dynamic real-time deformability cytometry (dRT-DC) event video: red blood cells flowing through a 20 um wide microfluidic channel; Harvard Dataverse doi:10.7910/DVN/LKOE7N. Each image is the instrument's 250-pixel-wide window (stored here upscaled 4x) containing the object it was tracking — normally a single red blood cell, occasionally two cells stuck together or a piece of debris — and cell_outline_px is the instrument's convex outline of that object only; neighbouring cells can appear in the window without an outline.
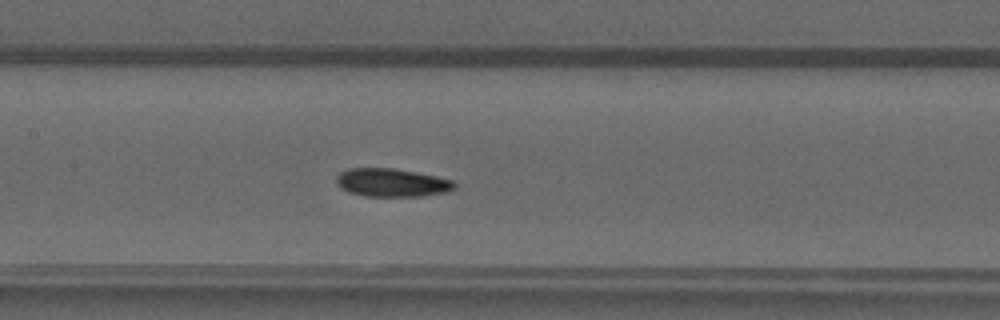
{"species": "common noctule bat (a hibernating species)", "species_latin": "Nyctalus noctula", "temperature_condition": "warm", "stored_images_in_passage": 29, "camera_frame_rate_fps": 3000, "um_per_image_px": 0.085, "animal": {"sex": "male", "forearm_length_mm": 52.5}, "frame": {"image": 1, "passage_image": 11, "time_ms": 3.333, "image_size_px": [1000, 320], "cell_outline_px": [[456, 188], [448, 192], [420, 196], [364, 196], [348, 192], [340, 188], [336, 184], [336, 176], [340, 172], [348, 168], [392, 168], [436, 176], [452, 180], [456, 184]], "centroid_in_image_um": [33.28, 15.53], "position_along_channel_um": 174.1, "area_um2": 19.54}}
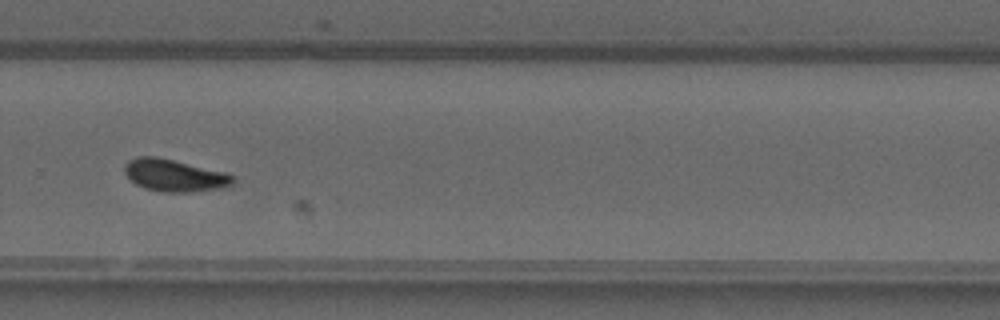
{"frame": {"image": 2, "passage_image": 21, "time_ms": 6.667, "image_size_px": [1000, 320], "cell_outline_px": [[232, 184], [216, 188], [192, 192], [164, 192], [144, 188], [136, 184], [124, 172], [124, 164], [128, 160], [140, 156], [156, 156], [224, 172], [232, 176]], "centroid_in_image_um": [14.75, 14.9], "position_along_channel_um": 315.1, "area_um2": 19.88}}
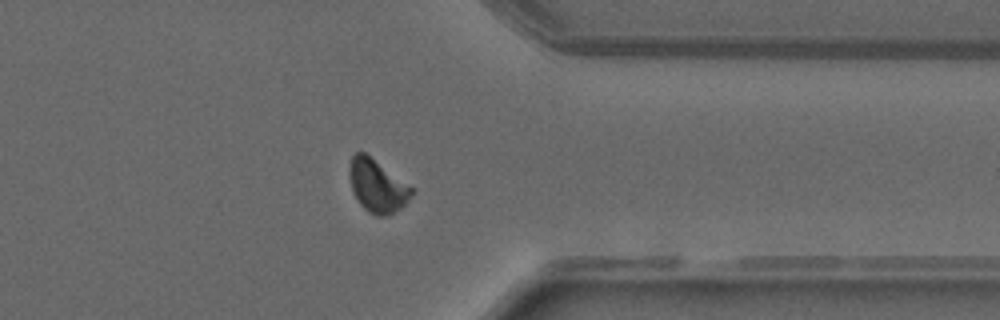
{"frame": {"image": 3, "passage_image": 26, "time_ms": 8.333, "image_size_px": [1000, 320], "cell_outline_px": [[416, 192], [400, 208], [388, 216], [376, 216], [368, 212], [360, 204], [352, 192], [348, 172], [352, 156], [356, 152], [364, 152], [416, 188]], "centroid_in_image_um": [32.09, 15.81], "position_along_channel_um": 379.3, "area_um2": 19.48}}